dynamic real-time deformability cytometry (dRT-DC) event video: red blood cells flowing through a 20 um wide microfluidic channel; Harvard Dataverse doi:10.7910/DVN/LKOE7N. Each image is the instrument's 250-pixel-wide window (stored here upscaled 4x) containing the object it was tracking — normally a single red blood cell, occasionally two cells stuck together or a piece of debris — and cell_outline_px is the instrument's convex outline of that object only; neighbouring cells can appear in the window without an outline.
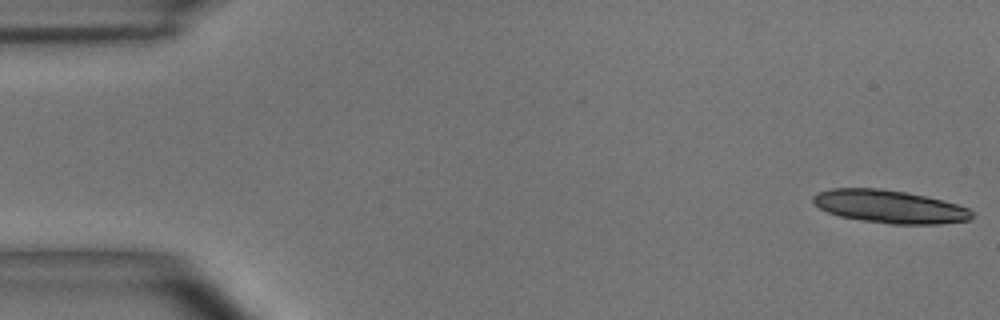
{"species": "common noctule bat (a hibernating species)", "species_latin": "Nyctalus noctula", "temperature_condition": "room temperature", "stored_images_in_passage": 22, "camera_frame_rate_fps": 3000, "um_per_image_px": 0.085, "animal": {"sex": "male", "body_mass_g": 15.6}, "frame": {"image": 1, "passage_image": 1, "time_ms": 0.0, "image_size_px": [1000, 320], "cell_outline_px": [[976, 216], [968, 220], [936, 224], [888, 224], [840, 216], [828, 212], [820, 208], [812, 200], [812, 196], [816, 192], [832, 188], [880, 188], [904, 192], [944, 200], [968, 208]], "centroid_in_image_um": [75.61, 17.55], "position_along_channel_um": 9.4, "area_um2": 30.4}}
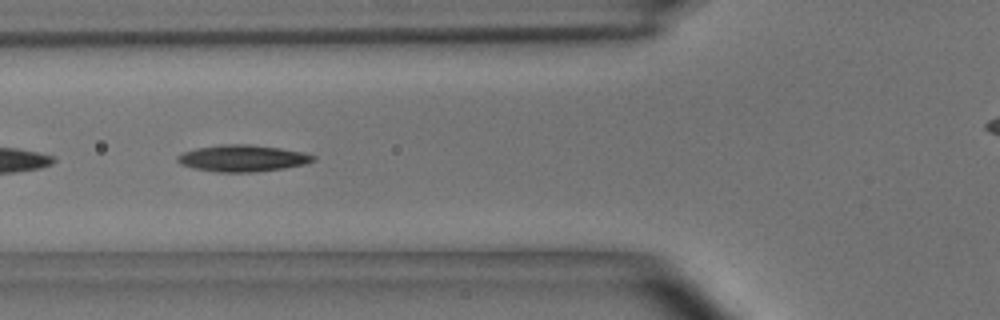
{"frame": {"image": 2, "passage_image": 20, "time_ms": 6.333, "image_size_px": [1000, 320], "cell_outline_px": [[316, 160], [304, 164], [284, 168], [256, 172], [220, 172], [192, 168], [180, 164], [176, 160], [176, 156], [184, 152], [196, 148], [220, 144], [248, 144], [280, 148], [304, 152], [316, 156]], "centroid_in_image_um": [20.61, 13.45], "position_along_channel_um": 105.2, "area_um2": 21.15}}